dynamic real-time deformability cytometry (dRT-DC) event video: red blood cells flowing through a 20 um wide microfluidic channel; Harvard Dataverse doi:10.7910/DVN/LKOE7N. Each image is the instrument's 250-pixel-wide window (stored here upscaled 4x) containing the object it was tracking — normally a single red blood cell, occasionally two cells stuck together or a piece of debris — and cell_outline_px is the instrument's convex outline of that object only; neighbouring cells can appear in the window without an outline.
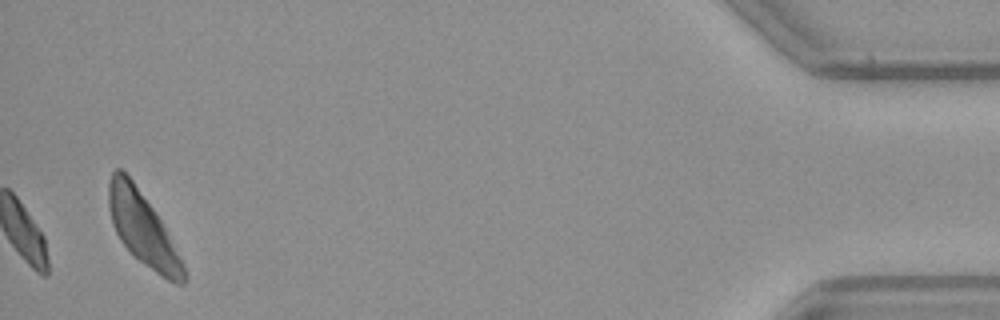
{"species": "common noctule bat (a hibernating species)", "species_latin": "Nyctalus noctula", "temperature_condition": "warm", "stored_images_in_passage": 37, "camera_frame_rate_fps": 3000, "um_per_image_px": 0.085, "animal": {"sex": "female", "body_mass_g": 21.9}, "frame": {"image": 1, "passage_image": 37, "time_ms": 12.0, "image_size_px": [1000, 320], "cell_outline_px": [[188, 280], [184, 284], [176, 284], [160, 276], [144, 264], [120, 240], [112, 224], [108, 208], [108, 184], [112, 172], [116, 168], [120, 168], [132, 180], [152, 208], [160, 220], [184, 264], [188, 276]], "centroid_in_image_um": [12.14, 19.47], "position_along_channel_um": 423.1, "area_um2": 31.33}, "authors_computed_cell_mechanics": {"area_um2": 18.496, "velocity_mm_per_s": 3.9826, "shape_relaxation_time_tau1_ms": 3.5938, "shape_relaxation_time_tau2_ms": null, "deformation_change_tau1": 0.1133, "deformation_change_tau2": null}}